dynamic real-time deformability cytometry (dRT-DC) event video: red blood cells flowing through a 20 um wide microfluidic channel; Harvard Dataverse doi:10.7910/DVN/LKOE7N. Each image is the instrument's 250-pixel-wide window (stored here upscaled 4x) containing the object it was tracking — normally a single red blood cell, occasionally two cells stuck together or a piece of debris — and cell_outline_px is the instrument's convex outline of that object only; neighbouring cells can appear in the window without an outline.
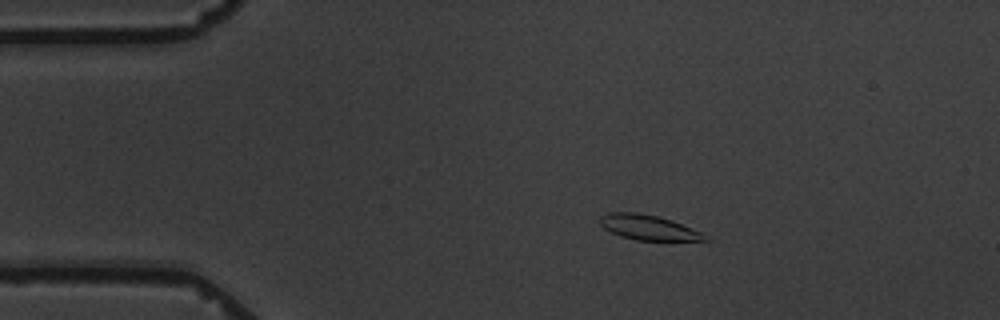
{"species": "common noctule bat (a hibernating species)", "species_latin": "Nyctalus noctula", "temperature_condition": "warm", "stored_images_in_passage": 3, "camera_frame_rate_fps": 3000, "um_per_image_px": 0.085, "animal": {"sex": "male", "body_mass_g": 19.5, "forearm_length_mm": 54.6}, "frame": {"image": 1, "passage_image": 2, "time_ms": 1.333, "image_size_px": [1000, 320], "cell_outline_px": [[712, 240], [636, 240], [620, 236], [604, 228], [600, 224], [600, 216], [608, 212], [636, 212], [656, 216], [672, 220], [700, 232], [708, 236]], "centroid_in_image_um": [55.09, 19.33], "position_along_channel_um": 29.9, "area_um2": 15.14}}